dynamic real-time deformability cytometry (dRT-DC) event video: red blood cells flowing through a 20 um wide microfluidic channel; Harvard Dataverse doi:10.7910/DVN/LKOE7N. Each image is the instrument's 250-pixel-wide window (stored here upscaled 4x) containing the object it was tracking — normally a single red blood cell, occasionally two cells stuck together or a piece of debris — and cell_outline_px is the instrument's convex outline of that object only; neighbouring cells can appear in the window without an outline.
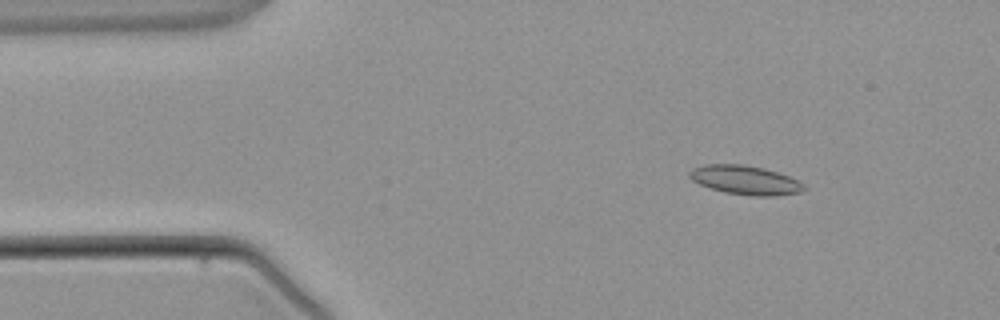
{"species": "common noctule bat (a hibernating species)", "species_latin": "Nyctalus noctula", "temperature_condition": "warm", "stored_images_in_passage": 4, "camera_frame_rate_fps": 3000, "um_per_image_px": 0.085, "animal": {"sex": "male", "body_mass_g": 21.5, "forearm_length_mm": 52.0}, "frame": {"image": 1, "passage_image": 2, "time_ms": 1.333, "image_size_px": [1000, 320], "cell_outline_px": [[808, 188], [800, 192], [776, 196], [752, 196], [724, 192], [700, 184], [692, 180], [688, 176], [688, 172], [692, 168], [704, 164], [744, 164], [764, 168], [800, 180]], "centroid_in_image_um": [63.36, 15.3], "position_along_channel_um": 21.6, "area_um2": 19.54}}
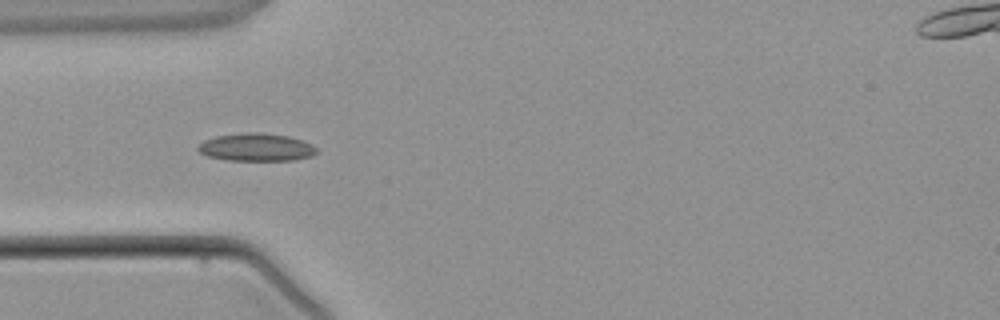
{"frame": {"image": 2, "passage_image": 4, "time_ms": 3.667, "image_size_px": [1000, 320], "cell_outline_px": [[316, 152], [312, 156], [296, 160], [228, 160], [208, 156], [200, 152], [196, 148], [204, 140], [216, 136], [248, 132], [256, 132], [288, 136], [312, 144], [316, 148]], "centroid_in_image_um": [21.78, 12.52], "position_along_channel_um": 63.2, "area_um2": 19.02}}